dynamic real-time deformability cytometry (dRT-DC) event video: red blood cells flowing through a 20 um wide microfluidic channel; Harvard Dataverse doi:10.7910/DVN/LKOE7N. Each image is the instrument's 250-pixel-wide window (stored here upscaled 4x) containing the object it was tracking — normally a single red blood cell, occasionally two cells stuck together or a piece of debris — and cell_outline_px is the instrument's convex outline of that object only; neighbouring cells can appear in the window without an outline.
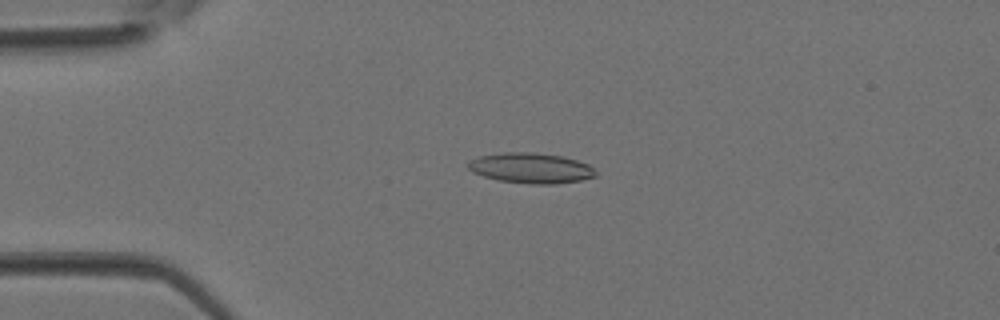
{"species": "Egyptian fruit bat (a non-hibernating species)", "species_latin": "Rousettus aegyptiacus", "temperature_condition": "room temperature", "stored_images_in_passage": 3, "camera_frame_rate_fps": 3000, "um_per_image_px": 0.085, "animal": {"sex": "female"}, "frame": {"image": 1, "passage_image": 3, "time_ms": 0.667, "image_size_px": [1000, 320], "cell_outline_px": [[596, 176], [580, 180], [556, 184], [528, 184], [500, 180], [484, 176], [472, 172], [468, 168], [468, 160], [480, 156], [504, 152], [532, 152], [560, 156], [576, 160], [588, 164], [596, 172]], "centroid_in_image_um": [45.1, 14.29], "position_along_channel_um": 39.9, "area_um2": 22.43}}